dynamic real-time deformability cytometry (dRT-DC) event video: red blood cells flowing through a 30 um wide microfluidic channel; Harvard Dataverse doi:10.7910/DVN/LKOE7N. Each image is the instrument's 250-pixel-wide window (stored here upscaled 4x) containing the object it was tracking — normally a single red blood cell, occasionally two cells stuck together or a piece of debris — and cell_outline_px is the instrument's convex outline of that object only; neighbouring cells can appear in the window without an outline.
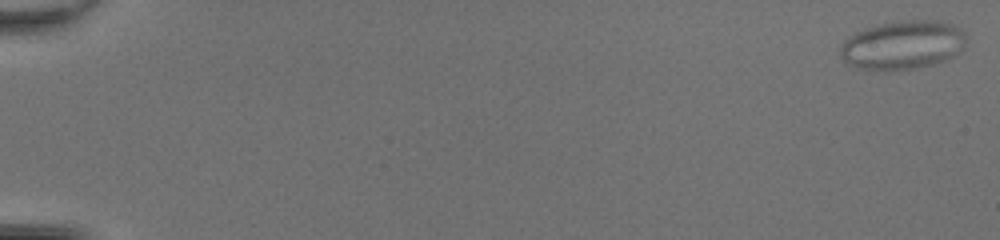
{"species": "common noctule bat (a hibernating species)", "species_latin": "Nyctalus noctula", "temperature_condition": "room temperature", "stored_images_in_passage": 48, "camera_frame_rate_fps": 3000, "um_per_image_px": 0.085, "animal": {"sex": "female", "body_mass_g": 20.0, "forearm_length_mm": 54.0}, "frame": {"image": 1, "passage_image": 1, "time_ms": 0.0, "image_size_px": [1000, 240], "cell_outline_px": [[964, 48], [960, 52], [944, 60], [932, 64], [916, 68], [856, 68], [844, 64], [840, 52], [840, 48], [852, 36], [868, 28], [880, 24], [912, 20], [936, 20], [952, 24], [960, 28], [964, 32]], "centroid_in_image_um": [76.77, 3.81], "position_along_channel_um": 8.2, "area_um2": 34.74}}
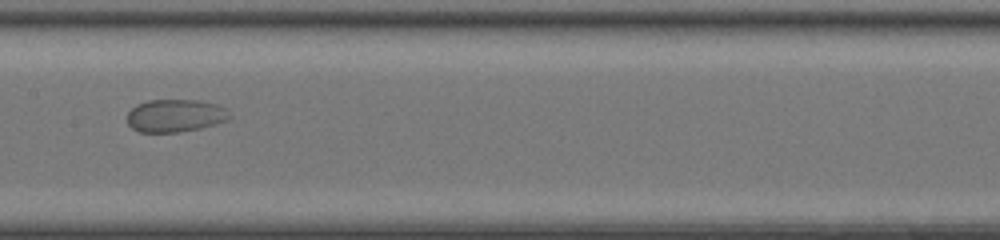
{"frame": {"image": 2, "passage_image": 28, "time_ms": 9.0, "image_size_px": [1000, 240], "cell_outline_px": [[232, 116], [228, 120], [216, 124], [200, 128], [176, 132], [140, 132], [132, 128], [128, 124], [128, 112], [136, 104], [148, 100], [200, 100], [216, 104], [228, 108]], "centroid_in_image_um": [14.94, 9.82], "position_along_channel_um": 192.5, "area_um2": 19.71}}
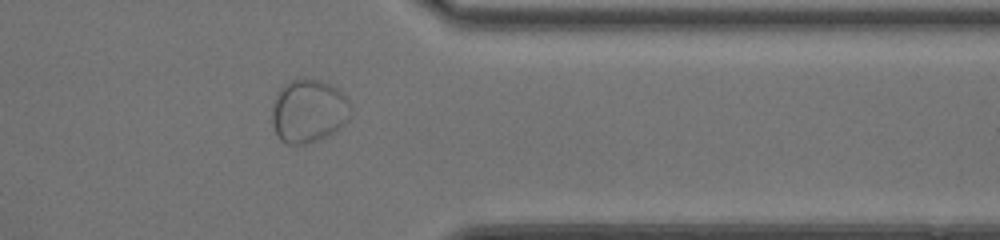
{"frame": {"image": 3, "passage_image": 42, "time_ms": 13.667, "image_size_px": [1000, 240], "cell_outline_px": [[352, 112], [348, 120], [340, 128], [308, 144], [288, 144], [280, 140], [276, 136], [272, 124], [272, 108], [276, 96], [280, 88], [288, 80], [320, 80], [332, 84], [348, 100], [352, 108]], "centroid_in_image_um": [26.22, 9.45], "position_along_channel_um": 385.2, "area_um2": 29.02}}